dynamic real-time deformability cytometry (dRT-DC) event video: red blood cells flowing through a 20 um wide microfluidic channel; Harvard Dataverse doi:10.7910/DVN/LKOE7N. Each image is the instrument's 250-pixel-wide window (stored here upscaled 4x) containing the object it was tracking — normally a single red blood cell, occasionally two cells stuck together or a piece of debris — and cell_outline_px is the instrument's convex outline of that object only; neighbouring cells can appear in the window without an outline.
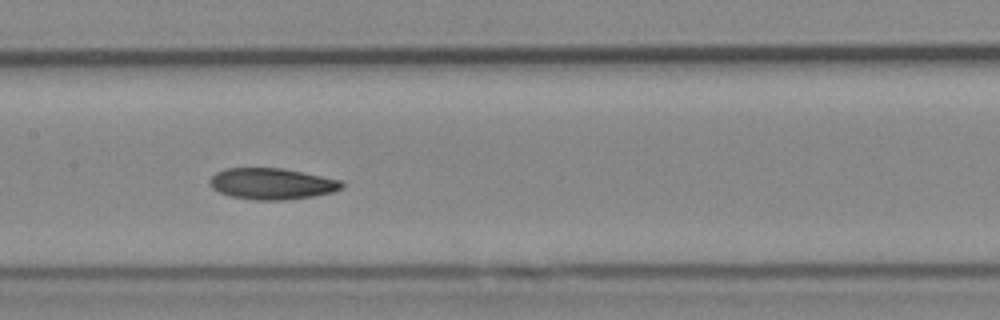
{"species": "Egyptian fruit bat (a non-hibernating species)", "species_latin": "Rousettus aegyptiacus", "temperature_condition": "cold", "stored_images_in_passage": 11, "segment_of_instrument_passage": [1, 2], "camera_frame_rate_fps": 3000, "um_per_image_px": 0.085, "animal": {"sex": "female"}, "frame": {"image": 1, "passage_image": 7, "time_ms": 7.667, "image_size_px": [1000, 320], "cell_outline_px": [[344, 184], [340, 188], [332, 192], [312, 196], [284, 200], [256, 200], [232, 196], [220, 192], [212, 188], [208, 184], [208, 180], [216, 172], [224, 168], [280, 168], [344, 180]], "centroid_in_image_um": [23.09, 15.61], "position_along_channel_um": 184.3, "area_um2": 23.99}}
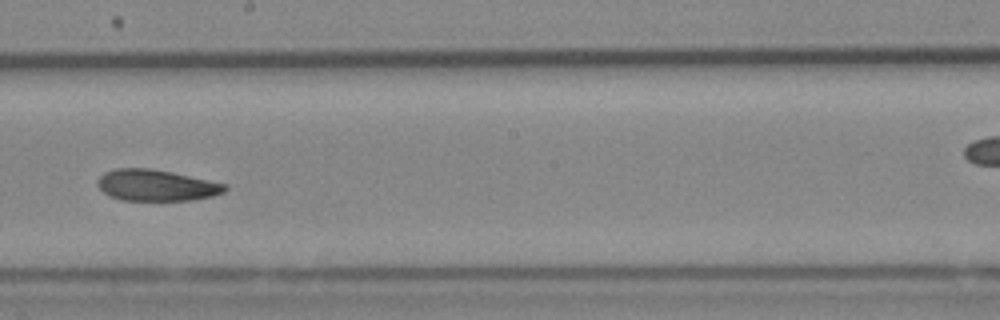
{"frame": {"image": 2, "passage_image": 8, "time_ms": 9.0, "image_size_px": [1000, 320], "cell_outline_px": [[228, 188], [224, 192], [212, 196], [196, 200], [120, 200], [108, 196], [96, 184], [100, 176], [104, 172], [116, 168], [148, 168], [172, 172], [228, 184]], "centroid_in_image_um": [13.29, 15.75], "position_along_channel_um": 234.9, "area_um2": 23.35}}
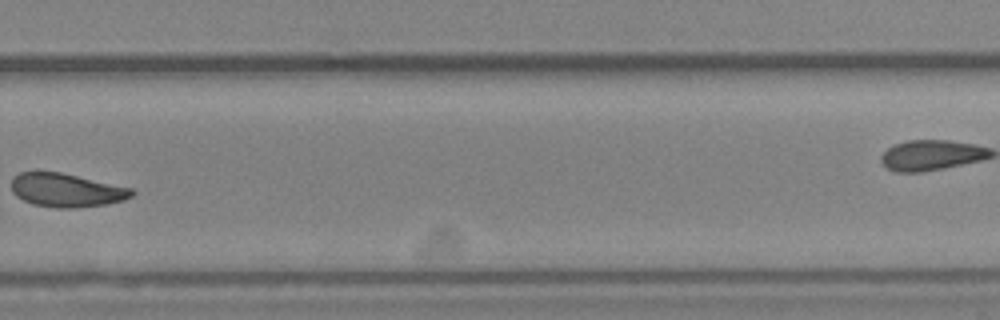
{"frame": {"image": 3, "passage_image": 10, "time_ms": 11.333, "image_size_px": [1000, 320], "cell_outline_px": [[136, 192], [132, 196], [124, 200], [104, 204], [76, 208], [56, 208], [32, 204], [16, 196], [12, 192], [12, 176], [20, 172], [60, 172], [132, 188]], "centroid_in_image_um": [5.63, 16.17], "position_along_channel_um": 324.2, "area_um2": 23.52}}